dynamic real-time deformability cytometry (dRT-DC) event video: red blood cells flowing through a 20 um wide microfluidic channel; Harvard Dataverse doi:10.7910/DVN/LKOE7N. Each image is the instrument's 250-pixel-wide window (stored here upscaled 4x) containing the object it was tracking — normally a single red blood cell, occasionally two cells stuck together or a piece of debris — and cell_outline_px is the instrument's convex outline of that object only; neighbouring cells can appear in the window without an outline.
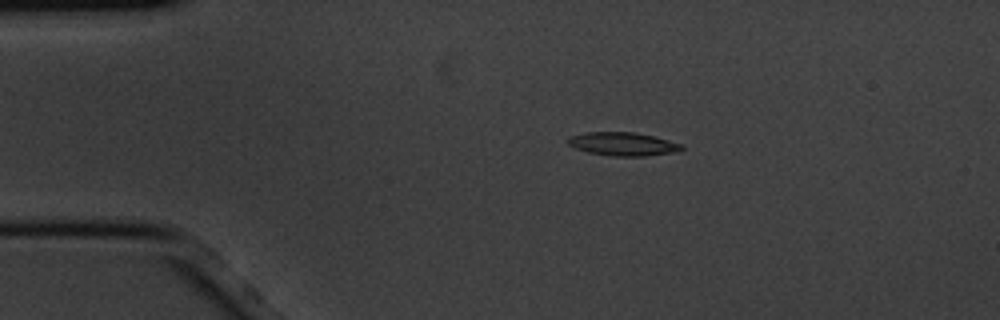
{"species": "common noctule bat (a hibernating species)", "species_latin": "Nyctalus noctula", "temperature_condition": "cold", "stored_images_in_passage": 6, "camera_frame_rate_fps": 3000, "um_per_image_px": 0.085, "animal": {"sex": "male", "body_mass_g": 20.1, "forearm_length_mm": 53.5}, "frame": {"image": 1, "passage_image": 4, "time_ms": 1.0, "image_size_px": [1000, 320], "cell_outline_px": [[684, 148], [680, 152], [644, 156], [612, 156], [588, 152], [572, 148], [568, 144], [568, 136], [588, 132], [636, 132], [656, 136], [684, 144]], "centroid_in_image_um": [53.0, 12.24], "position_along_channel_um": 32.0, "area_um2": 15.9}}
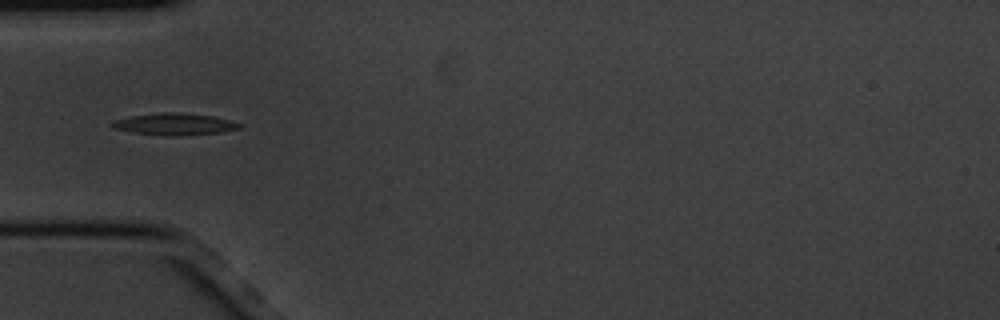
{"frame": {"image": 2, "passage_image": 6, "time_ms": 1.667, "image_size_px": [1000, 320], "cell_outline_px": [[244, 124], [240, 128], [220, 132], [180, 136], [168, 136], [132, 132], [112, 128], [108, 124], [112, 120], [132, 116], [156, 112], [180, 112], [212, 116]], "centroid_in_image_um": [14.78, 10.55], "position_along_channel_um": 70.2, "area_um2": 16.36}}